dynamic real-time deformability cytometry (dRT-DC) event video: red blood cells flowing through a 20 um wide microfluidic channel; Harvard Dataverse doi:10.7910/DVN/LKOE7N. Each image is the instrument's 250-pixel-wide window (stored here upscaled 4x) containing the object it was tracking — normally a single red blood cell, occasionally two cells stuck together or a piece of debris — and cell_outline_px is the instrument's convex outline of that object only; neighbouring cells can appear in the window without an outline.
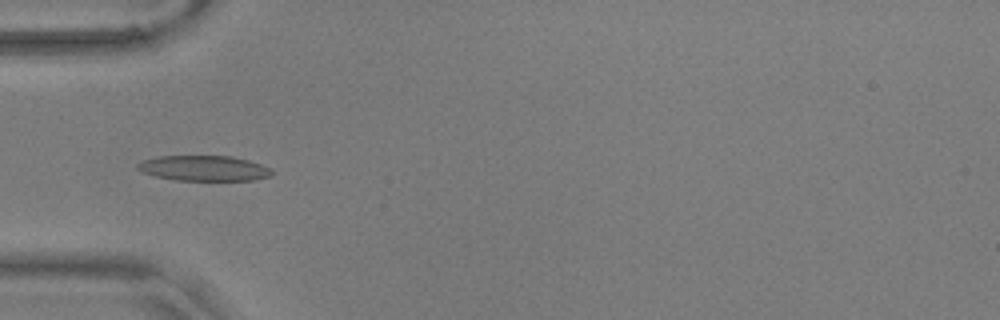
{"species": "common noctule bat (a hibernating species)", "species_latin": "Nyctalus noctula", "temperature_condition": "warm", "stored_images_in_passage": 40, "camera_frame_rate_fps": 3000, "um_per_image_px": 0.085, "animal": {"sex": "male", "body_mass_g": 17.9, "forearm_length_mm": 54.2}, "frame": {"image": 1, "passage_image": 1, "time_ms": 0.0, "image_size_px": [1000, 320], "cell_outline_px": [[272, 176], [256, 180], [176, 180], [156, 176], [140, 172], [136, 168], [136, 164], [144, 160], [156, 156], [232, 156], [248, 160], [260, 164], [268, 168], [272, 172]], "centroid_in_image_um": [17.3, 14.3], "position_along_channel_um": 67.7, "area_um2": 19.83}}
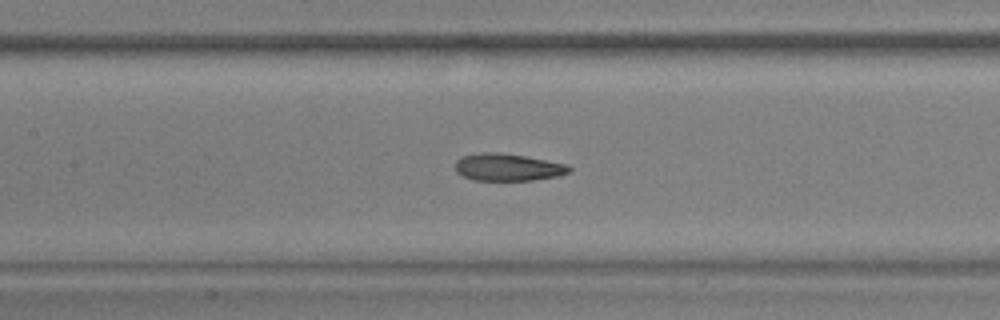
{"frame": {"image": 2, "passage_image": 9, "time_ms": 2.667, "image_size_px": [1000, 320], "cell_outline_px": [[572, 172], [556, 176], [532, 180], [472, 180], [456, 172], [456, 160], [460, 156], [480, 152], [496, 152], [524, 156], [568, 164], [572, 168]], "centroid_in_image_um": [43.16, 14.21], "position_along_channel_um": 164.2, "area_um2": 18.15}}
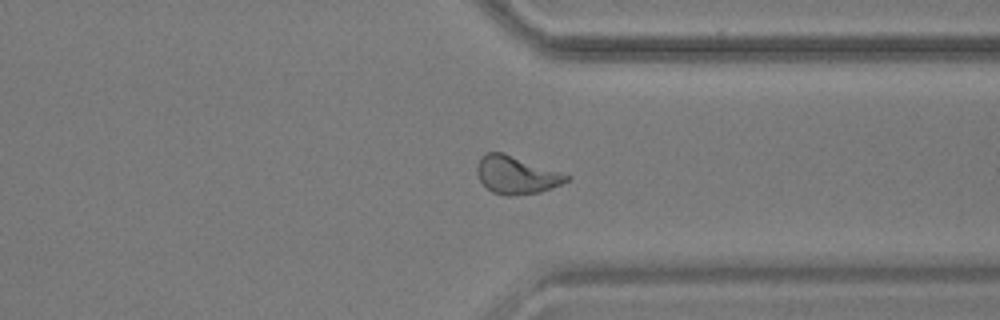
{"frame": {"image": 3, "passage_image": 26, "time_ms": 8.333, "image_size_px": [1000, 320], "cell_outline_px": [[572, 176], [568, 180], [552, 188], [540, 192], [512, 196], [508, 196], [492, 192], [480, 180], [476, 172], [476, 164], [480, 156], [488, 152], [504, 152]], "centroid_in_image_um": [43.87, 14.86], "position_along_channel_um": 367.5, "area_um2": 19.77}, "authors_computed_cell_mechanics": {"area_um2": 19.1318, "velocity_mm_per_s": 3.6015, "shape_relaxation_time_tau1_ms": 10.3442, "shape_relaxation_time_tau2_ms": 1.7628, "deformation_change_tau1": 0.2374, "deformation_change_tau2": 0.0964}}